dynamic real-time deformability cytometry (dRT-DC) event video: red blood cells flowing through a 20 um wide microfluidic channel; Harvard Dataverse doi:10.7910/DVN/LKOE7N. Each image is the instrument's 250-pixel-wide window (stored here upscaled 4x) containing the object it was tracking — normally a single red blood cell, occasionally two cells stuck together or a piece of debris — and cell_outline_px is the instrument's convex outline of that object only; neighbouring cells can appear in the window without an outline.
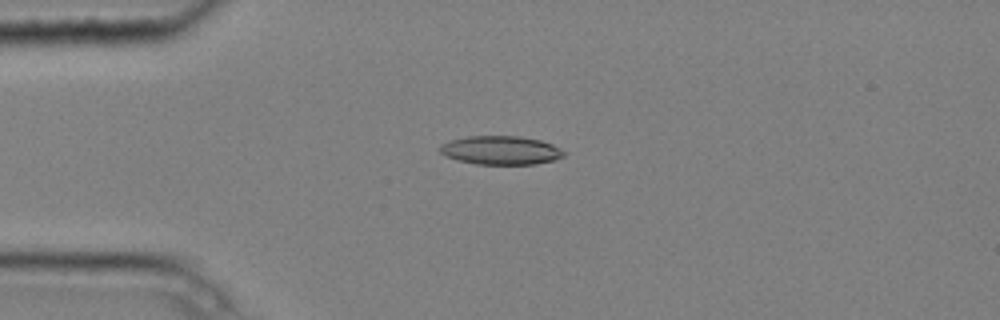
{"species": "common noctule bat (a hibernating species)", "species_latin": "Nyctalus noctula", "temperature_condition": "cold", "stored_images_in_passage": 5, "camera_frame_rate_fps": 3000, "um_per_image_px": 0.085, "animal": {"sex": "male", "body_mass_g": 20.4}, "frame": {"image": 1, "passage_image": 4, "time_ms": 1.0, "image_size_px": [1000, 320], "cell_outline_px": [[568, 152], [564, 156], [556, 160], [536, 164], [476, 164], [456, 160], [440, 152], [436, 148], [440, 144], [452, 140], [468, 136], [520, 136], [540, 140], [552, 144]], "centroid_in_image_um": [42.59, 12.77], "position_along_channel_um": 42.4, "area_um2": 20.92}}